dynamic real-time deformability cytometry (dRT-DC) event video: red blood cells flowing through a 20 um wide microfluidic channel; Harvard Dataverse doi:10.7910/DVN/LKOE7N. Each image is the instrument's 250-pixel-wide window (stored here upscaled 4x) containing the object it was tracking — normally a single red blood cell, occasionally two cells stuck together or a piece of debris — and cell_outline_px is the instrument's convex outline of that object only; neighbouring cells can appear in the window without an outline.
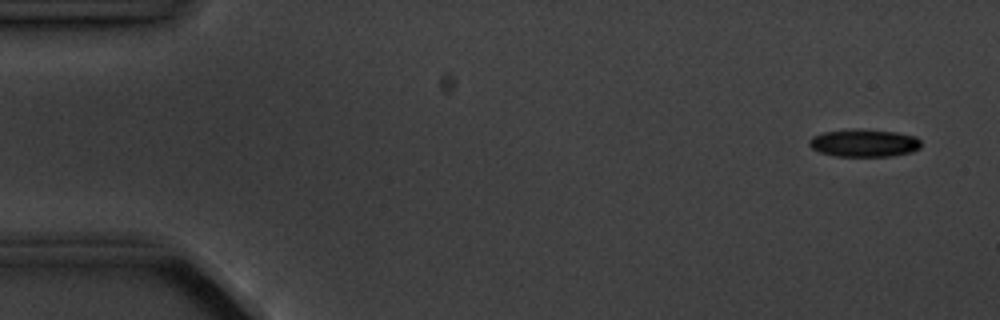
{"species": "common noctule bat (a hibernating species)", "species_latin": "Nyctalus noctula", "temperature_condition": "cold", "stored_images_in_passage": 4, "camera_frame_rate_fps": 3000, "um_per_image_px": 0.085, "animal": {"sex": "male", "body_mass_g": 20.1, "forearm_length_mm": 53.5}, "frame": {"image": 1, "passage_image": 1, "time_ms": 0.0, "image_size_px": [1000, 320], "cell_outline_px": [[920, 148], [912, 152], [892, 156], [836, 156], [820, 152], [812, 148], [808, 144], [808, 140], [812, 136], [824, 132], [856, 128], [896, 132], [916, 136], [920, 140]], "centroid_in_image_um": [73.44, 12.15], "position_along_channel_um": 11.6, "area_um2": 18.15}}